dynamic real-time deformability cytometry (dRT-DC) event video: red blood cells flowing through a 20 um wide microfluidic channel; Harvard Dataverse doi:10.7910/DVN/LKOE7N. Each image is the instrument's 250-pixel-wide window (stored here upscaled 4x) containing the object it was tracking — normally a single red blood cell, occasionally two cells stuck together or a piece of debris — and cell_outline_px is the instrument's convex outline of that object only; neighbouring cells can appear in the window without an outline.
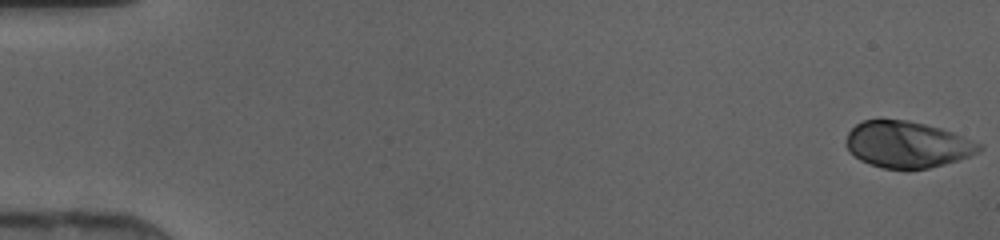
{"species": "human", "species_latin": "Homo sapiens", "temperature_condition": "cold", "stored_images_in_passage": 46, "camera_frame_rate_fps": 3000, "um_per_image_px": 0.085, "donor": {"sex": "female"}, "frame": {"image": 1, "passage_image": 1, "time_ms": 0.0, "image_size_px": [1000, 240], "cell_outline_px": [[984, 148], [968, 156], [944, 164], [928, 168], [908, 172], [884, 168], [860, 160], [844, 144], [844, 140], [848, 132], [856, 124], [864, 120], [908, 120], [940, 128], [952, 132], [984, 144]], "centroid_in_image_um": [77.11, 12.3], "position_along_channel_um": 7.9, "area_um2": 36.18}}
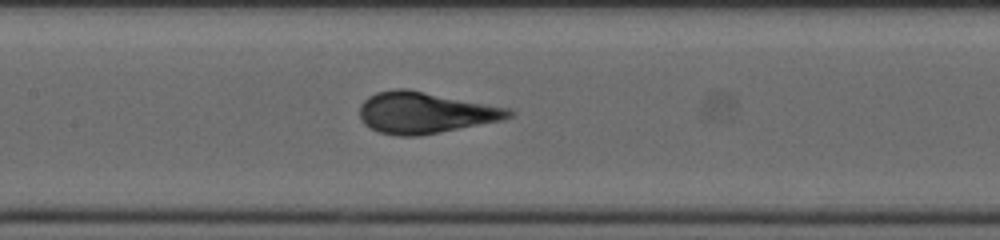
{"frame": {"image": 2, "passage_image": 23, "time_ms": 7.333, "image_size_px": [1000, 240], "cell_outline_px": [[516, 112], [512, 116], [504, 120], [420, 136], [400, 136], [380, 132], [364, 124], [360, 120], [360, 104], [368, 96], [376, 92], [396, 88], [408, 88], [512, 108]], "centroid_in_image_um": [36.18, 9.56], "position_along_channel_um": 171.2, "area_um2": 36.47}}
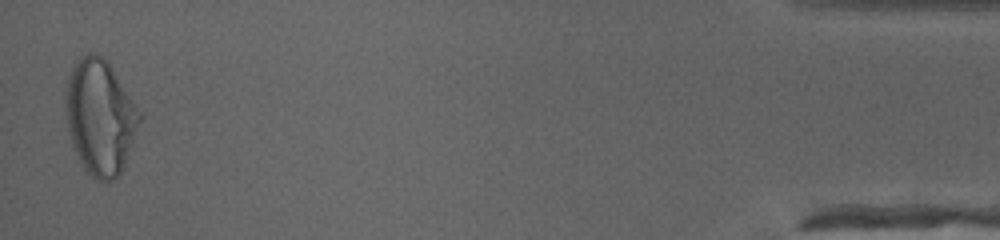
{"frame": {"image": 3, "passage_image": 46, "time_ms": 15.0, "image_size_px": [1000, 240], "cell_outline_px": [[144, 120], [124, 164], [120, 172], [112, 180], [96, 180], [88, 172], [80, 160], [72, 144], [68, 132], [64, 108], [64, 96], [68, 76], [72, 64], [80, 56], [88, 52], [96, 52], [108, 60], [144, 116]], "centroid_in_image_um": [8.52, 9.87], "position_along_channel_um": 426.7, "area_um2": 50.52}}